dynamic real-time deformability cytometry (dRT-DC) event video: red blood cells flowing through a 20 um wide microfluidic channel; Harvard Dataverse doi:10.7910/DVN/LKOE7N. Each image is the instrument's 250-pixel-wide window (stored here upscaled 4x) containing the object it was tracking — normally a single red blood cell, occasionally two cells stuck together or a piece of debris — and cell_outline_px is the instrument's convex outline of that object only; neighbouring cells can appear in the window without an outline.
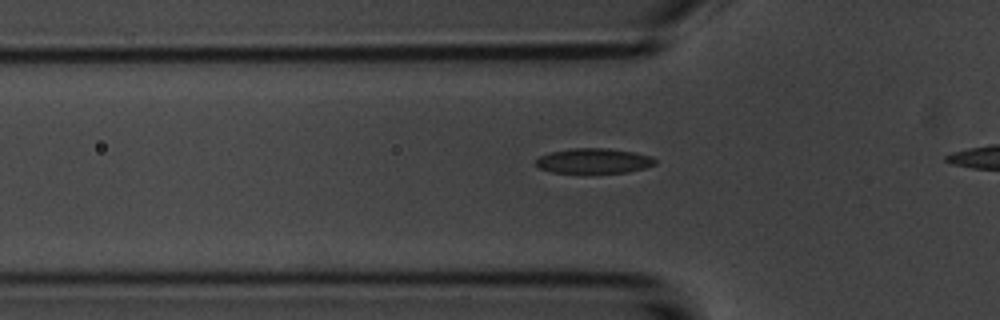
{"species": "common noctule bat (a hibernating species)", "species_latin": "Nyctalus noctula", "temperature_condition": "room temperature", "stored_images_in_passage": 13, "camera_frame_rate_fps": 3000, "um_per_image_px": 0.085, "animal": {"sex": "male", "body_mass_g": 20.1, "forearm_length_mm": 53.5}, "frame": {"image": 1, "passage_image": 11, "time_ms": 3.333, "image_size_px": [1000, 320], "cell_outline_px": [[656, 164], [644, 168], [628, 172], [552, 172], [540, 168], [536, 164], [536, 160], [540, 156], [552, 152], [572, 148], [608, 148], [636, 152], [652, 156], [656, 160]], "centroid_in_image_um": [50.52, 13.66], "position_along_channel_um": 75.3, "area_um2": 17.22}}